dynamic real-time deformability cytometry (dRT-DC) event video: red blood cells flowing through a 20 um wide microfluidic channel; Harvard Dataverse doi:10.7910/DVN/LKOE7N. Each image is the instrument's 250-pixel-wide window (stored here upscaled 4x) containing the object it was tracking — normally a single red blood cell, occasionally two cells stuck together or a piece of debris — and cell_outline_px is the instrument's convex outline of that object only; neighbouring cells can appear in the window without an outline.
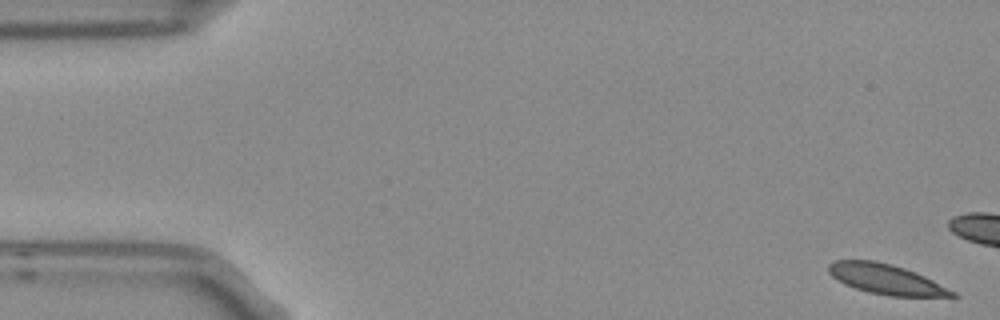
{"species": "Egyptian fruit bat (a non-hibernating species)", "species_latin": "Rousettus aegyptiacus", "temperature_condition": "room temperature", "stored_images_in_passage": 5, "camera_frame_rate_fps": 3000, "um_per_image_px": 0.085, "frame": {"image": 1, "passage_image": 1, "time_ms": 0.0, "image_size_px": [1000, 320], "cell_outline_px": [[956, 296], [888, 296], [868, 292], [844, 284], [832, 276], [828, 272], [828, 264], [836, 260], [872, 260], [892, 264], [904, 268], [924, 276], [956, 292]], "centroid_in_image_um": [75.27, 23.72], "position_along_channel_um": 9.7, "area_um2": 21.39}}